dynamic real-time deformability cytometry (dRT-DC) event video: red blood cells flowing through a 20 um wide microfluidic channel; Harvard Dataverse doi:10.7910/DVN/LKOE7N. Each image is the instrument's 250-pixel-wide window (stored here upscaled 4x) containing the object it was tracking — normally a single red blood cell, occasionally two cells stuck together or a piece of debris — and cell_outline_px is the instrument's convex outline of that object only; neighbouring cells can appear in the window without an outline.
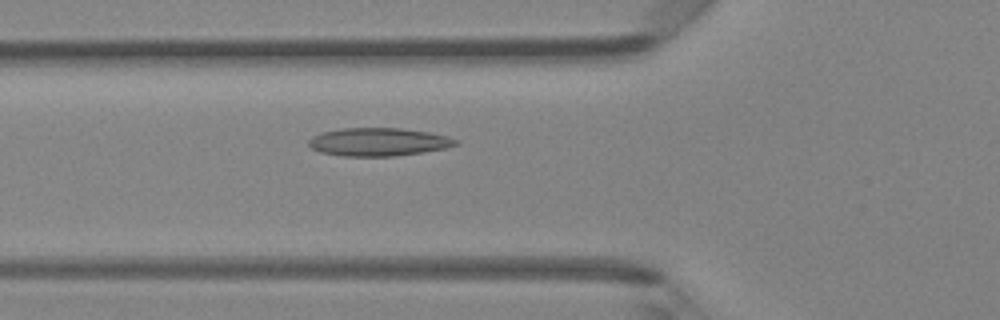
{"species": "Egyptian fruit bat (a non-hibernating species)", "species_latin": "Rousettus aegyptiacus", "temperature_condition": "room temperature", "stored_images_in_passage": 47, "camera_frame_rate_fps": 3000, "um_per_image_px": 0.085, "animal": {"sex": "female"}, "frame": {"image": 1, "passage_image": 17, "time_ms": 5.333, "image_size_px": [1000, 320], "cell_outline_px": [[460, 144], [444, 148], [424, 152], [392, 156], [340, 156], [320, 152], [312, 148], [308, 144], [308, 140], [312, 136], [320, 132], [340, 128], [400, 128], [428, 132], [448, 136], [456, 140]], "centroid_in_image_um": [32.13, 12.06], "position_along_channel_um": 93.7, "area_um2": 24.16}}
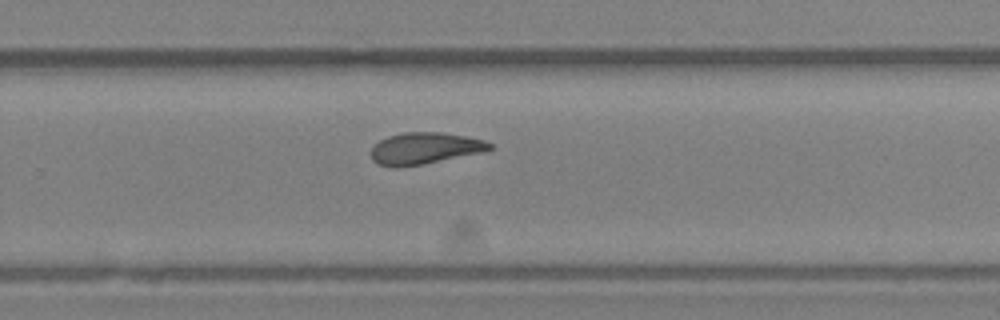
{"frame": {"image": 2, "passage_image": 31, "time_ms": 10.0, "image_size_px": [1000, 320], "cell_outline_px": [[492, 148], [480, 152], [424, 164], [396, 168], [392, 168], [376, 164], [372, 160], [372, 148], [380, 140], [388, 136], [404, 132], [440, 132], [464, 136], [484, 140], [492, 144]], "centroid_in_image_um": [36.04, 12.62], "position_along_channel_um": 293.8, "area_um2": 21.73}}
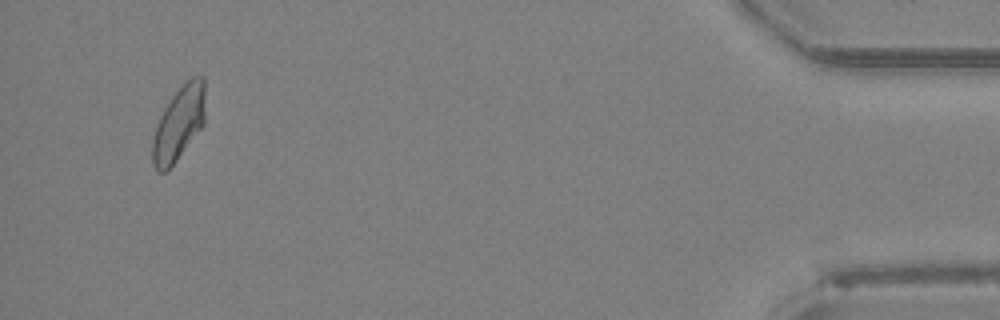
{"frame": {"image": 3, "passage_image": 45, "time_ms": 14.667, "image_size_px": [1000, 320], "cell_outline_px": [[204, 124], [176, 160], [164, 172], [156, 172], [152, 164], [152, 140], [160, 116], [164, 108], [172, 96], [192, 76], [204, 76]], "centroid_in_image_um": [15.18, 10.5], "position_along_channel_um": 420.0, "area_um2": 22.37}, "authors_computed_cell_mechanics": {"area_um2": 22.5998, "velocity_mm_per_s": 4.2922, "shape_relaxation_time_tau1_ms": null, "shape_relaxation_time_tau2_ms": 2.727, "deformation_change_tau1": null, "deformation_change_tau2": 0.0879}}